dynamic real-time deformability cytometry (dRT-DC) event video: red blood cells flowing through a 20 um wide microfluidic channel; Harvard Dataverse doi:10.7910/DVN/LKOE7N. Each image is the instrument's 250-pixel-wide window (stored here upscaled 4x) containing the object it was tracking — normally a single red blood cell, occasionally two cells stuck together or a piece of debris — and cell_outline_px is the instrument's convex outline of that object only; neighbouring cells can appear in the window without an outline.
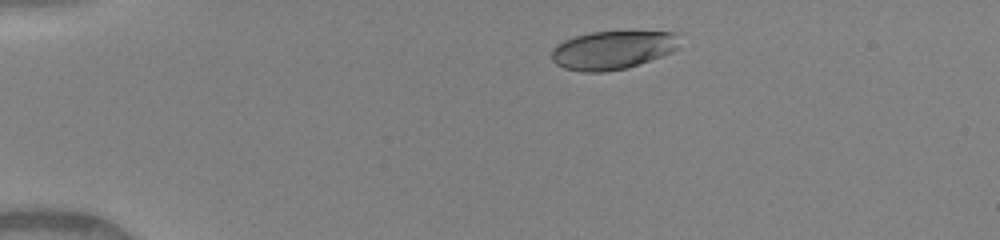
{"species": "human", "species_latin": "Homo sapiens", "temperature_condition": "warm", "stored_images_in_passage": 52, "camera_frame_rate_fps": 3000, "um_per_image_px": 0.085, "donor": {"sex": "female"}, "frame": {"image": 1, "passage_image": 1, "time_ms": 0.0, "image_size_px": [1000, 240], "cell_outline_px": [[680, 48], [672, 52], [628, 68], [604, 72], [580, 72], [564, 68], [556, 64], [552, 60], [552, 48], [564, 40], [576, 36], [592, 32], [676, 32]], "centroid_in_image_um": [52.07, 4.27], "position_along_channel_um": 32.9, "area_um2": 28.67}}
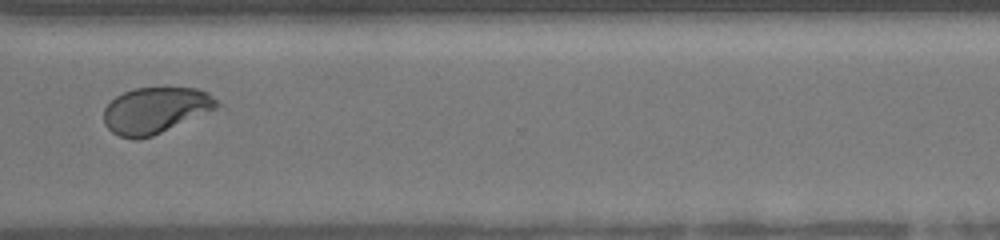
{"frame": {"image": 2, "passage_image": 37, "time_ms": 9.333, "image_size_px": [1000, 240], "cell_outline_px": [[220, 104], [216, 108], [152, 136], [136, 140], [132, 140], [120, 136], [112, 132], [104, 124], [104, 108], [116, 96], [124, 92], [136, 88], [196, 88], [208, 92]], "centroid_in_image_um": [13.17, 9.38], "position_along_channel_um": 357.4, "area_um2": 30.06}}
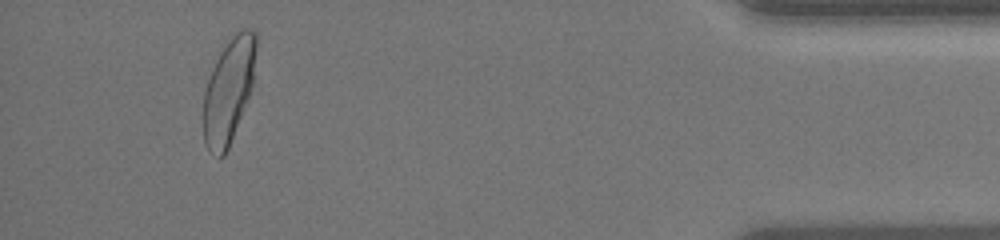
{"frame": {"image": 3, "passage_image": 49, "time_ms": 12.0, "image_size_px": [1000, 240], "cell_outline_px": [[256, 48], [252, 84], [248, 96], [228, 148], [224, 156], [220, 156], [208, 148], [204, 140], [204, 92], [212, 68], [220, 52], [232, 32], [244, 28], [252, 28], [256, 32]], "centroid_in_image_um": [19.44, 7.59], "position_along_channel_um": 415.8, "area_um2": 31.56}, "authors_computed_cell_mechanics": {"area_um2": 31.3854, "velocity_mm_per_s": 4.1731, "shape_relaxation_time_tau1_ms": 3.5029, "shape_relaxation_time_tau2_ms": null, "deformation_change_tau1": 0.1781, "deformation_change_tau2": null}}